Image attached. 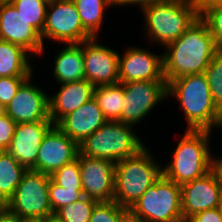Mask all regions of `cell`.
<instances>
[{
	"instance_id": "6da1fadb",
	"label": "cell",
	"mask_w": 222,
	"mask_h": 222,
	"mask_svg": "<svg viewBox=\"0 0 222 222\" xmlns=\"http://www.w3.org/2000/svg\"><path fill=\"white\" fill-rule=\"evenodd\" d=\"M218 50L207 23L198 16L180 38L163 48L166 83L178 77L204 73Z\"/></svg>"
},
{
	"instance_id": "7a4b0ae2",
	"label": "cell",
	"mask_w": 222,
	"mask_h": 222,
	"mask_svg": "<svg viewBox=\"0 0 222 222\" xmlns=\"http://www.w3.org/2000/svg\"><path fill=\"white\" fill-rule=\"evenodd\" d=\"M175 97L184 115L186 127L191 130H216L222 132V111L212 100L204 73L186 75L167 84V98Z\"/></svg>"
},
{
	"instance_id": "3957f363",
	"label": "cell",
	"mask_w": 222,
	"mask_h": 222,
	"mask_svg": "<svg viewBox=\"0 0 222 222\" xmlns=\"http://www.w3.org/2000/svg\"><path fill=\"white\" fill-rule=\"evenodd\" d=\"M213 131L186 129L175 149L171 160L162 163V174L178 185L193 181L211 171L215 158L210 137Z\"/></svg>"
},
{
	"instance_id": "277c9868",
	"label": "cell",
	"mask_w": 222,
	"mask_h": 222,
	"mask_svg": "<svg viewBox=\"0 0 222 222\" xmlns=\"http://www.w3.org/2000/svg\"><path fill=\"white\" fill-rule=\"evenodd\" d=\"M140 12L145 40L162 49L180 38L199 16L191 0L159 2Z\"/></svg>"
},
{
	"instance_id": "5b68a950",
	"label": "cell",
	"mask_w": 222,
	"mask_h": 222,
	"mask_svg": "<svg viewBox=\"0 0 222 222\" xmlns=\"http://www.w3.org/2000/svg\"><path fill=\"white\" fill-rule=\"evenodd\" d=\"M148 145L138 154L115 163L114 201L130 209L162 175V163Z\"/></svg>"
},
{
	"instance_id": "8992f818",
	"label": "cell",
	"mask_w": 222,
	"mask_h": 222,
	"mask_svg": "<svg viewBox=\"0 0 222 222\" xmlns=\"http://www.w3.org/2000/svg\"><path fill=\"white\" fill-rule=\"evenodd\" d=\"M146 146L135 126L107 120L79 145V152L87 157L116 163L135 156Z\"/></svg>"
},
{
	"instance_id": "52a82bcc",
	"label": "cell",
	"mask_w": 222,
	"mask_h": 222,
	"mask_svg": "<svg viewBox=\"0 0 222 222\" xmlns=\"http://www.w3.org/2000/svg\"><path fill=\"white\" fill-rule=\"evenodd\" d=\"M129 211L145 222H182L181 188L163 174Z\"/></svg>"
},
{
	"instance_id": "ba28073f",
	"label": "cell",
	"mask_w": 222,
	"mask_h": 222,
	"mask_svg": "<svg viewBox=\"0 0 222 222\" xmlns=\"http://www.w3.org/2000/svg\"><path fill=\"white\" fill-rule=\"evenodd\" d=\"M50 175L27 170L6 208L22 220H47L54 217L49 202Z\"/></svg>"
},
{
	"instance_id": "9c48e42d",
	"label": "cell",
	"mask_w": 222,
	"mask_h": 222,
	"mask_svg": "<svg viewBox=\"0 0 222 222\" xmlns=\"http://www.w3.org/2000/svg\"><path fill=\"white\" fill-rule=\"evenodd\" d=\"M40 37L46 46L49 41H55L54 43L61 46L82 43L93 38L84 29L73 0H56L48 4L45 25Z\"/></svg>"
},
{
	"instance_id": "30bf717a",
	"label": "cell",
	"mask_w": 222,
	"mask_h": 222,
	"mask_svg": "<svg viewBox=\"0 0 222 222\" xmlns=\"http://www.w3.org/2000/svg\"><path fill=\"white\" fill-rule=\"evenodd\" d=\"M123 89L122 122L125 124L138 126L156 106L167 100L165 80L132 81L123 83Z\"/></svg>"
},
{
	"instance_id": "8fae6325",
	"label": "cell",
	"mask_w": 222,
	"mask_h": 222,
	"mask_svg": "<svg viewBox=\"0 0 222 222\" xmlns=\"http://www.w3.org/2000/svg\"><path fill=\"white\" fill-rule=\"evenodd\" d=\"M93 37L82 42L85 79L95 86L119 83V52Z\"/></svg>"
},
{
	"instance_id": "7c38bea8",
	"label": "cell",
	"mask_w": 222,
	"mask_h": 222,
	"mask_svg": "<svg viewBox=\"0 0 222 222\" xmlns=\"http://www.w3.org/2000/svg\"><path fill=\"white\" fill-rule=\"evenodd\" d=\"M78 162L84 196L97 202L114 201L115 163L78 153Z\"/></svg>"
},
{
	"instance_id": "4fadbf2b",
	"label": "cell",
	"mask_w": 222,
	"mask_h": 222,
	"mask_svg": "<svg viewBox=\"0 0 222 222\" xmlns=\"http://www.w3.org/2000/svg\"><path fill=\"white\" fill-rule=\"evenodd\" d=\"M31 74L19 87L16 95L4 108V112L17 123L51 121L49 119V100L47 92L32 79Z\"/></svg>"
},
{
	"instance_id": "5bb4252c",
	"label": "cell",
	"mask_w": 222,
	"mask_h": 222,
	"mask_svg": "<svg viewBox=\"0 0 222 222\" xmlns=\"http://www.w3.org/2000/svg\"><path fill=\"white\" fill-rule=\"evenodd\" d=\"M119 54V83L146 80H165L163 54L150 51V48L128 44Z\"/></svg>"
},
{
	"instance_id": "9a60e30c",
	"label": "cell",
	"mask_w": 222,
	"mask_h": 222,
	"mask_svg": "<svg viewBox=\"0 0 222 222\" xmlns=\"http://www.w3.org/2000/svg\"><path fill=\"white\" fill-rule=\"evenodd\" d=\"M79 145L54 125L44 136L36 164L30 169L52 175L56 170L77 158Z\"/></svg>"
},
{
	"instance_id": "2e32d148",
	"label": "cell",
	"mask_w": 222,
	"mask_h": 222,
	"mask_svg": "<svg viewBox=\"0 0 222 222\" xmlns=\"http://www.w3.org/2000/svg\"><path fill=\"white\" fill-rule=\"evenodd\" d=\"M0 39L22 46L34 58L45 54L46 46L43 45L40 34L27 23L11 2L0 3Z\"/></svg>"
},
{
	"instance_id": "e0dca14e",
	"label": "cell",
	"mask_w": 222,
	"mask_h": 222,
	"mask_svg": "<svg viewBox=\"0 0 222 222\" xmlns=\"http://www.w3.org/2000/svg\"><path fill=\"white\" fill-rule=\"evenodd\" d=\"M183 220L204 210L217 208L221 202L219 184L213 171L180 185Z\"/></svg>"
},
{
	"instance_id": "ac0fdd59",
	"label": "cell",
	"mask_w": 222,
	"mask_h": 222,
	"mask_svg": "<svg viewBox=\"0 0 222 222\" xmlns=\"http://www.w3.org/2000/svg\"><path fill=\"white\" fill-rule=\"evenodd\" d=\"M54 126L52 121L17 123L11 143L7 148L19 164L30 170L35 164L44 136Z\"/></svg>"
},
{
	"instance_id": "d6986e66",
	"label": "cell",
	"mask_w": 222,
	"mask_h": 222,
	"mask_svg": "<svg viewBox=\"0 0 222 222\" xmlns=\"http://www.w3.org/2000/svg\"><path fill=\"white\" fill-rule=\"evenodd\" d=\"M57 85L60 86L59 90L48 95L49 119L54 125L92 99L96 87L87 79Z\"/></svg>"
},
{
	"instance_id": "ffe728a7",
	"label": "cell",
	"mask_w": 222,
	"mask_h": 222,
	"mask_svg": "<svg viewBox=\"0 0 222 222\" xmlns=\"http://www.w3.org/2000/svg\"><path fill=\"white\" fill-rule=\"evenodd\" d=\"M106 121L107 119L93 97L78 109L65 116L56 126L80 145Z\"/></svg>"
},
{
	"instance_id": "44dd1931",
	"label": "cell",
	"mask_w": 222,
	"mask_h": 222,
	"mask_svg": "<svg viewBox=\"0 0 222 222\" xmlns=\"http://www.w3.org/2000/svg\"><path fill=\"white\" fill-rule=\"evenodd\" d=\"M55 53L53 78L57 84L85 79L82 43L63 44Z\"/></svg>"
},
{
	"instance_id": "7402d4cb",
	"label": "cell",
	"mask_w": 222,
	"mask_h": 222,
	"mask_svg": "<svg viewBox=\"0 0 222 222\" xmlns=\"http://www.w3.org/2000/svg\"><path fill=\"white\" fill-rule=\"evenodd\" d=\"M35 58L22 46L0 39L1 77H29Z\"/></svg>"
},
{
	"instance_id": "603a6c76",
	"label": "cell",
	"mask_w": 222,
	"mask_h": 222,
	"mask_svg": "<svg viewBox=\"0 0 222 222\" xmlns=\"http://www.w3.org/2000/svg\"><path fill=\"white\" fill-rule=\"evenodd\" d=\"M84 29L92 37H100L106 10L116 7V0H73Z\"/></svg>"
},
{
	"instance_id": "cb8c5ba5",
	"label": "cell",
	"mask_w": 222,
	"mask_h": 222,
	"mask_svg": "<svg viewBox=\"0 0 222 222\" xmlns=\"http://www.w3.org/2000/svg\"><path fill=\"white\" fill-rule=\"evenodd\" d=\"M93 97L107 120L122 122L123 83L96 86Z\"/></svg>"
},
{
	"instance_id": "d4e9b609",
	"label": "cell",
	"mask_w": 222,
	"mask_h": 222,
	"mask_svg": "<svg viewBox=\"0 0 222 222\" xmlns=\"http://www.w3.org/2000/svg\"><path fill=\"white\" fill-rule=\"evenodd\" d=\"M27 170L9 152L0 151V198L5 203L15 193Z\"/></svg>"
},
{
	"instance_id": "484cf974",
	"label": "cell",
	"mask_w": 222,
	"mask_h": 222,
	"mask_svg": "<svg viewBox=\"0 0 222 222\" xmlns=\"http://www.w3.org/2000/svg\"><path fill=\"white\" fill-rule=\"evenodd\" d=\"M11 3L27 23L42 34L48 3L43 0H12Z\"/></svg>"
},
{
	"instance_id": "4316f807",
	"label": "cell",
	"mask_w": 222,
	"mask_h": 222,
	"mask_svg": "<svg viewBox=\"0 0 222 222\" xmlns=\"http://www.w3.org/2000/svg\"><path fill=\"white\" fill-rule=\"evenodd\" d=\"M98 202L84 196L82 199L61 207L55 214L60 222H89L93 208Z\"/></svg>"
},
{
	"instance_id": "83f0119b",
	"label": "cell",
	"mask_w": 222,
	"mask_h": 222,
	"mask_svg": "<svg viewBox=\"0 0 222 222\" xmlns=\"http://www.w3.org/2000/svg\"><path fill=\"white\" fill-rule=\"evenodd\" d=\"M212 100L222 111V49H219L204 71Z\"/></svg>"
},
{
	"instance_id": "f1b7e54d",
	"label": "cell",
	"mask_w": 222,
	"mask_h": 222,
	"mask_svg": "<svg viewBox=\"0 0 222 222\" xmlns=\"http://www.w3.org/2000/svg\"><path fill=\"white\" fill-rule=\"evenodd\" d=\"M50 177L57 185L64 189L82 191L78 155L75 160L56 170Z\"/></svg>"
},
{
	"instance_id": "f546056e",
	"label": "cell",
	"mask_w": 222,
	"mask_h": 222,
	"mask_svg": "<svg viewBox=\"0 0 222 222\" xmlns=\"http://www.w3.org/2000/svg\"><path fill=\"white\" fill-rule=\"evenodd\" d=\"M83 197V191L64 189L63 187L57 185L50 177L49 202L53 214H55L61 207L70 205Z\"/></svg>"
},
{
	"instance_id": "4dcf8cb0",
	"label": "cell",
	"mask_w": 222,
	"mask_h": 222,
	"mask_svg": "<svg viewBox=\"0 0 222 222\" xmlns=\"http://www.w3.org/2000/svg\"><path fill=\"white\" fill-rule=\"evenodd\" d=\"M128 211L115 201L98 202L93 208L89 222H120Z\"/></svg>"
},
{
	"instance_id": "1f68e13d",
	"label": "cell",
	"mask_w": 222,
	"mask_h": 222,
	"mask_svg": "<svg viewBox=\"0 0 222 222\" xmlns=\"http://www.w3.org/2000/svg\"><path fill=\"white\" fill-rule=\"evenodd\" d=\"M200 17L207 23L217 48L222 49V5L208 8Z\"/></svg>"
},
{
	"instance_id": "d6a6232c",
	"label": "cell",
	"mask_w": 222,
	"mask_h": 222,
	"mask_svg": "<svg viewBox=\"0 0 222 222\" xmlns=\"http://www.w3.org/2000/svg\"><path fill=\"white\" fill-rule=\"evenodd\" d=\"M28 77H2L0 79V105L6 108L16 95L20 85Z\"/></svg>"
},
{
	"instance_id": "836d02e7",
	"label": "cell",
	"mask_w": 222,
	"mask_h": 222,
	"mask_svg": "<svg viewBox=\"0 0 222 222\" xmlns=\"http://www.w3.org/2000/svg\"><path fill=\"white\" fill-rule=\"evenodd\" d=\"M16 123L3 112L0 115V151L7 150L14 135Z\"/></svg>"
},
{
	"instance_id": "e575fe53",
	"label": "cell",
	"mask_w": 222,
	"mask_h": 222,
	"mask_svg": "<svg viewBox=\"0 0 222 222\" xmlns=\"http://www.w3.org/2000/svg\"><path fill=\"white\" fill-rule=\"evenodd\" d=\"M187 222H222L219 208L204 210L191 216Z\"/></svg>"
},
{
	"instance_id": "d590c367",
	"label": "cell",
	"mask_w": 222,
	"mask_h": 222,
	"mask_svg": "<svg viewBox=\"0 0 222 222\" xmlns=\"http://www.w3.org/2000/svg\"><path fill=\"white\" fill-rule=\"evenodd\" d=\"M170 0H116V7L126 8L129 7H135L139 8V11L147 8L148 6L152 4H156L159 2H167Z\"/></svg>"
},
{
	"instance_id": "8d00e7d4",
	"label": "cell",
	"mask_w": 222,
	"mask_h": 222,
	"mask_svg": "<svg viewBox=\"0 0 222 222\" xmlns=\"http://www.w3.org/2000/svg\"><path fill=\"white\" fill-rule=\"evenodd\" d=\"M196 13L200 16L208 8L215 5H222V0H191Z\"/></svg>"
},
{
	"instance_id": "74e56055",
	"label": "cell",
	"mask_w": 222,
	"mask_h": 222,
	"mask_svg": "<svg viewBox=\"0 0 222 222\" xmlns=\"http://www.w3.org/2000/svg\"><path fill=\"white\" fill-rule=\"evenodd\" d=\"M211 170L216 176L222 197V156H215L211 166Z\"/></svg>"
},
{
	"instance_id": "f35d334b",
	"label": "cell",
	"mask_w": 222,
	"mask_h": 222,
	"mask_svg": "<svg viewBox=\"0 0 222 222\" xmlns=\"http://www.w3.org/2000/svg\"><path fill=\"white\" fill-rule=\"evenodd\" d=\"M23 220L20 219L17 215L10 212L7 208H5L0 213V222H22Z\"/></svg>"
},
{
	"instance_id": "ab89813d",
	"label": "cell",
	"mask_w": 222,
	"mask_h": 222,
	"mask_svg": "<svg viewBox=\"0 0 222 222\" xmlns=\"http://www.w3.org/2000/svg\"><path fill=\"white\" fill-rule=\"evenodd\" d=\"M120 222H145L140 217L135 216L130 211H128L121 219Z\"/></svg>"
},
{
	"instance_id": "60d3db41",
	"label": "cell",
	"mask_w": 222,
	"mask_h": 222,
	"mask_svg": "<svg viewBox=\"0 0 222 222\" xmlns=\"http://www.w3.org/2000/svg\"><path fill=\"white\" fill-rule=\"evenodd\" d=\"M6 208V203L0 198V213Z\"/></svg>"
},
{
	"instance_id": "b9f144b4",
	"label": "cell",
	"mask_w": 222,
	"mask_h": 222,
	"mask_svg": "<svg viewBox=\"0 0 222 222\" xmlns=\"http://www.w3.org/2000/svg\"><path fill=\"white\" fill-rule=\"evenodd\" d=\"M22 222H46V220H23Z\"/></svg>"
},
{
	"instance_id": "7bdbcfd3",
	"label": "cell",
	"mask_w": 222,
	"mask_h": 222,
	"mask_svg": "<svg viewBox=\"0 0 222 222\" xmlns=\"http://www.w3.org/2000/svg\"><path fill=\"white\" fill-rule=\"evenodd\" d=\"M46 222H60V221H58V220H57L56 218H54V217H51V218L47 219Z\"/></svg>"
},
{
	"instance_id": "ee69618b",
	"label": "cell",
	"mask_w": 222,
	"mask_h": 222,
	"mask_svg": "<svg viewBox=\"0 0 222 222\" xmlns=\"http://www.w3.org/2000/svg\"><path fill=\"white\" fill-rule=\"evenodd\" d=\"M218 208H219V210H220L221 217H222V199H221V202H220V204H219Z\"/></svg>"
},
{
	"instance_id": "f6af8a7d",
	"label": "cell",
	"mask_w": 222,
	"mask_h": 222,
	"mask_svg": "<svg viewBox=\"0 0 222 222\" xmlns=\"http://www.w3.org/2000/svg\"><path fill=\"white\" fill-rule=\"evenodd\" d=\"M43 1L49 4V3H52V2H54L56 0H43Z\"/></svg>"
},
{
	"instance_id": "bcb514c9",
	"label": "cell",
	"mask_w": 222,
	"mask_h": 222,
	"mask_svg": "<svg viewBox=\"0 0 222 222\" xmlns=\"http://www.w3.org/2000/svg\"><path fill=\"white\" fill-rule=\"evenodd\" d=\"M4 112V108L0 105V115Z\"/></svg>"
},
{
	"instance_id": "7dc6e473",
	"label": "cell",
	"mask_w": 222,
	"mask_h": 222,
	"mask_svg": "<svg viewBox=\"0 0 222 222\" xmlns=\"http://www.w3.org/2000/svg\"><path fill=\"white\" fill-rule=\"evenodd\" d=\"M12 0H0V3L2 2H11Z\"/></svg>"
}]
</instances>
